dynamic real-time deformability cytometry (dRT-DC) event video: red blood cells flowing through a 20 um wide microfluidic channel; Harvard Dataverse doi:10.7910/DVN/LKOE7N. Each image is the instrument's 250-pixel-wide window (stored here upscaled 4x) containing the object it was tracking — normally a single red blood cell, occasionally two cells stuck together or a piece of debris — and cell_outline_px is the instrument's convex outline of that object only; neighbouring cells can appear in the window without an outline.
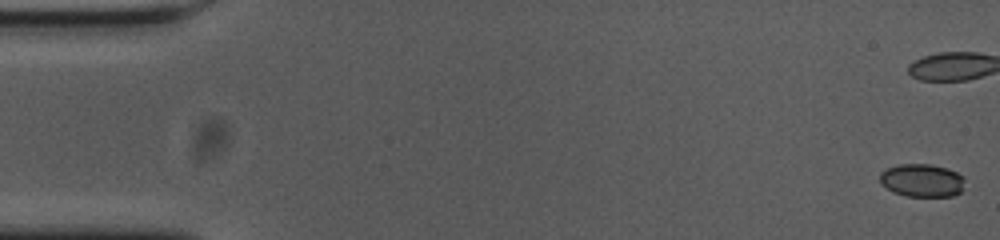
{"species": "common noctule bat (a hibernating species)", "species_latin": "Nyctalus noctula", "temperature_condition": "cold", "stored_images_in_passage": 5, "camera_frame_rate_fps": 3000, "um_per_image_px": 0.085, "animal": {"sex": "female", "body_mass_g": 23.0, "forearm_length_mm": 53.4}, "frame": {"image": 1, "passage_image": 1, "time_ms": 0.0, "image_size_px": [1000, 240], "cell_outline_px": [[964, 180], [960, 192], [952, 196], [904, 196], [892, 192], [880, 184], [880, 172], [888, 168], [900, 164], [928, 164], [948, 168], [964, 176]], "centroid_in_image_um": [78.34, 15.33], "position_along_channel_um": 6.7, "area_um2": 16.42}}